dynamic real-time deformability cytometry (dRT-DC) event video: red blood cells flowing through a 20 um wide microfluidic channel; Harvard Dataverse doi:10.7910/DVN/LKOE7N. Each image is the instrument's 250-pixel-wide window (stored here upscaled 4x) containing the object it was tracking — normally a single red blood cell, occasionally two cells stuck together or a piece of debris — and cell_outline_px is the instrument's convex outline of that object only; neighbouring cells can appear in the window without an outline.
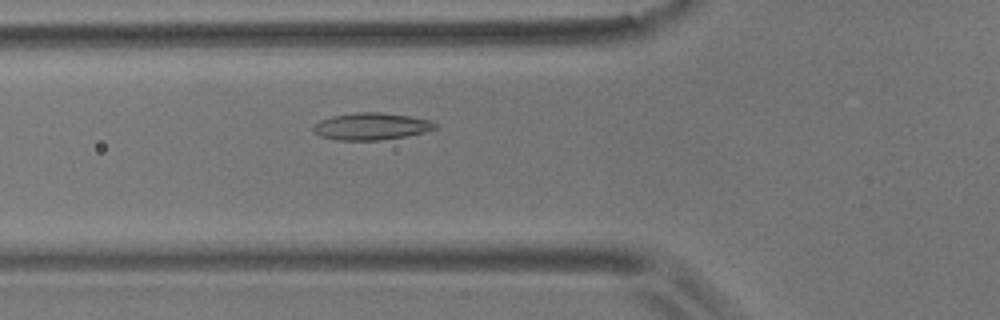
{"species": "common noctule bat (a hibernating species)", "species_latin": "Nyctalus noctula", "temperature_condition": "room temperature", "stored_images_in_passage": 5, "camera_frame_rate_fps": 3000, "um_per_image_px": 0.085, "animal": {"sex": "male", "body_mass_g": 17.9}, "frame": {"image": 1, "passage_image": 5, "time_ms": 1.333, "image_size_px": [1000, 320], "cell_outline_px": [[440, 124], [436, 128], [424, 132], [408, 136], [380, 140], [336, 140], [320, 136], [312, 132], [312, 124], [320, 120], [332, 116], [356, 112], [380, 112], [412, 116], [428, 120]], "centroid_in_image_um": [31.54, 10.74], "position_along_channel_um": 94.3, "area_um2": 19.48}}